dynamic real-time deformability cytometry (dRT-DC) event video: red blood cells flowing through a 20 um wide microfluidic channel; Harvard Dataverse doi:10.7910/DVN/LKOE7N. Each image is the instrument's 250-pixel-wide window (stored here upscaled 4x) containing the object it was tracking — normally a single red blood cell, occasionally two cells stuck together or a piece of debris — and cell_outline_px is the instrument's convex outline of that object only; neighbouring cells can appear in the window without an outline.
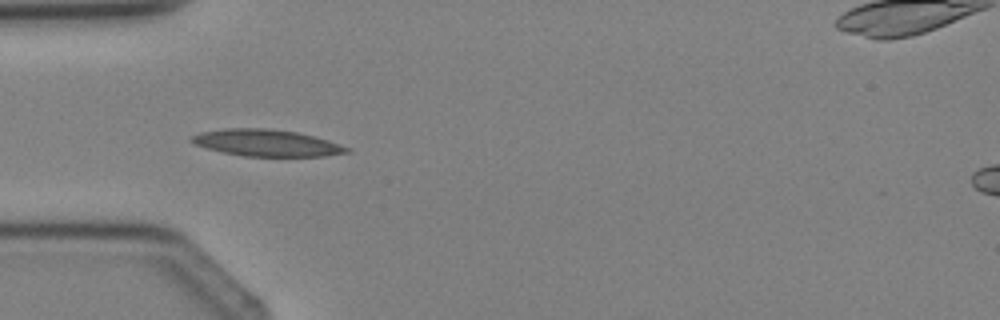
{"species": "Egyptian fruit bat (a non-hibernating species)", "species_latin": "Rousettus aegyptiacus", "temperature_condition": "cold", "stored_images_in_passage": 5, "camera_frame_rate_fps": 3000, "um_per_image_px": 0.085, "animal": {"sex": "female"}, "frame": {"image": 1, "passage_image": 4, "time_ms": 3.667, "image_size_px": [1000, 320], "cell_outline_px": [[352, 152], [324, 156], [244, 156], [224, 152], [208, 148], [196, 144], [188, 140], [192, 136], [200, 132], [224, 128], [268, 128], [296, 132], [328, 140], [352, 148]], "centroid_in_image_um": [22.69, 12.14], "position_along_channel_um": 62.3, "area_um2": 24.1}}
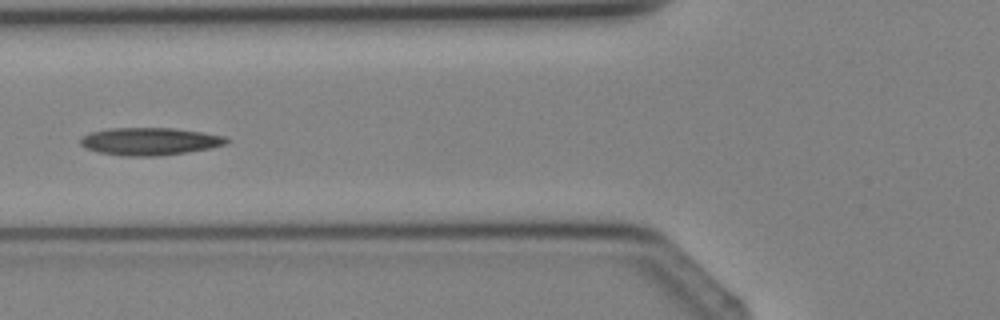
{"frame": {"image": 2, "passage_image": 5, "time_ms": 4.667, "image_size_px": [1000, 320], "cell_outline_px": [[232, 140], [228, 144], [212, 148], [188, 152], [160, 156], [120, 156], [100, 152], [88, 148], [80, 144], [80, 136], [88, 132], [108, 128], [172, 128], [204, 132], [224, 136]], "centroid_in_image_um": [12.76, 12.01], "position_along_channel_um": 113.0, "area_um2": 23.81}}